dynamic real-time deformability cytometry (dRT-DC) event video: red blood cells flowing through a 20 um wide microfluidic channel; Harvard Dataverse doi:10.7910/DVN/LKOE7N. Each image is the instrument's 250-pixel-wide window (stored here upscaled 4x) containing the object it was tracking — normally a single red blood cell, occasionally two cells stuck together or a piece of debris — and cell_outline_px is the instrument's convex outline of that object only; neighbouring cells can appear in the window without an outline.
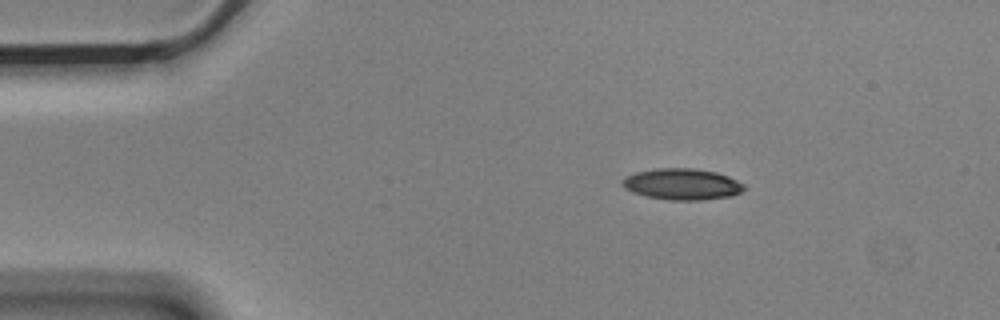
{"species": "Egyptian fruit bat (a non-hibernating species)", "species_latin": "Rousettus aegyptiacus", "temperature_condition": "cold", "stored_images_in_passage": 4, "camera_frame_rate_fps": 3000, "um_per_image_px": 0.085, "animal": {"sex": "male"}, "frame": {"image": 1, "passage_image": 2, "time_ms": 0.333, "image_size_px": [1000, 320], "cell_outline_px": [[748, 188], [732, 196], [700, 200], [668, 200], [648, 196], [632, 192], [624, 188], [620, 184], [620, 180], [624, 176], [636, 172], [656, 168], [696, 168], [716, 172], [728, 176], [744, 184]], "centroid_in_image_um": [57.96, 15.65], "position_along_channel_um": 27.0, "area_um2": 22.43}}